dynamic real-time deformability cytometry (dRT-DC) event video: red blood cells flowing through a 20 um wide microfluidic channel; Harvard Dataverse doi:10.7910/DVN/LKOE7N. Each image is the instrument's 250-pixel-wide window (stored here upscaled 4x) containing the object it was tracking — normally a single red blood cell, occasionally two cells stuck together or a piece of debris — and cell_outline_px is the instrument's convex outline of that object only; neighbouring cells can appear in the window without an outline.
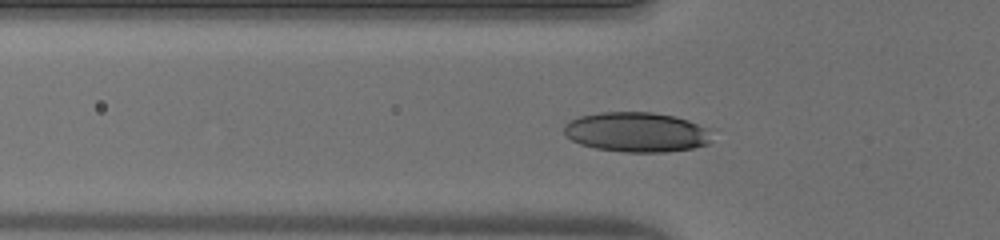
{"species": "human", "species_latin": "Homo sapiens", "temperature_condition": "warm", "stored_images_in_passage": 45, "camera_frame_rate_fps": 3000, "um_per_image_px": 0.085, "donor": {"sex": "male"}, "frame": {"image": 1, "passage_image": 10, "time_ms": 3.0, "image_size_px": [1000, 240], "cell_outline_px": [[708, 144], [692, 148], [664, 152], [624, 152], [596, 148], [580, 144], [572, 140], [564, 132], [564, 124], [580, 116], [600, 112], [652, 112], [676, 116], [688, 120], [708, 128]], "centroid_in_image_um": [54.09, 11.22], "position_along_channel_um": 71.7, "area_um2": 34.1}}
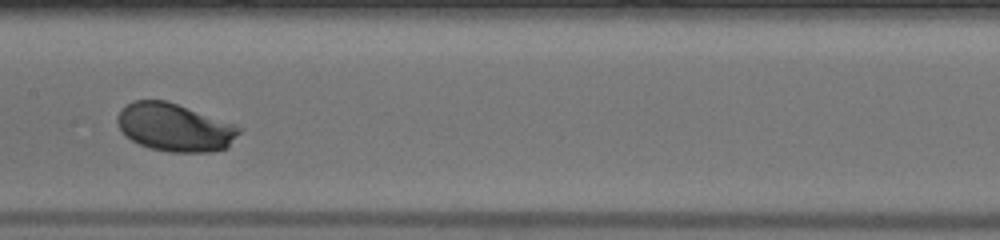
{"frame": {"image": 2, "passage_image": 19, "time_ms": 6.0, "image_size_px": [1000, 240], "cell_outline_px": [[244, 128], [228, 148], [212, 152], [168, 152], [152, 148], [140, 144], [132, 140], [120, 128], [116, 120], [116, 116], [128, 104], [136, 100], [168, 100]], "centroid_in_image_um": [14.9, 10.83], "position_along_channel_um": 192.5, "area_um2": 33.87}}
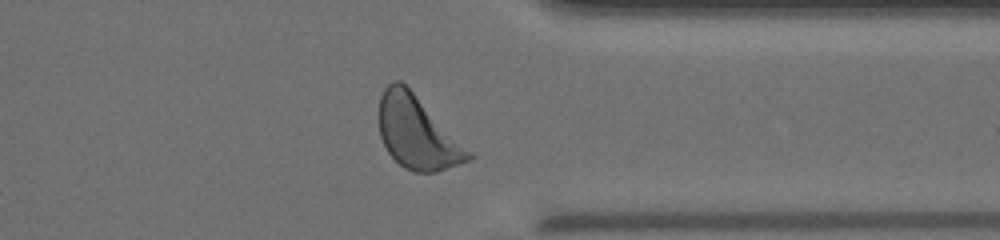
{"frame": {"image": 3, "passage_image": 33, "time_ms": 10.667, "image_size_px": [1000, 240], "cell_outline_px": [[476, 156], [472, 160], [436, 172], [416, 172], [404, 168], [388, 152], [380, 136], [376, 116], [380, 96], [384, 88], [392, 80], [400, 80]], "centroid_in_image_um": [35.43, 11.28], "position_along_channel_um": 376.0, "area_um2": 37.8}, "authors_computed_cell_mechanics": {"area_um2": 33.6974, "velocity_mm_per_s": 4.0188, "shape_relaxation_time_tau1_ms": 1.1516, "shape_relaxation_time_tau2_ms": null, "deformation_change_tau1": 0.1059, "deformation_change_tau2": null}}